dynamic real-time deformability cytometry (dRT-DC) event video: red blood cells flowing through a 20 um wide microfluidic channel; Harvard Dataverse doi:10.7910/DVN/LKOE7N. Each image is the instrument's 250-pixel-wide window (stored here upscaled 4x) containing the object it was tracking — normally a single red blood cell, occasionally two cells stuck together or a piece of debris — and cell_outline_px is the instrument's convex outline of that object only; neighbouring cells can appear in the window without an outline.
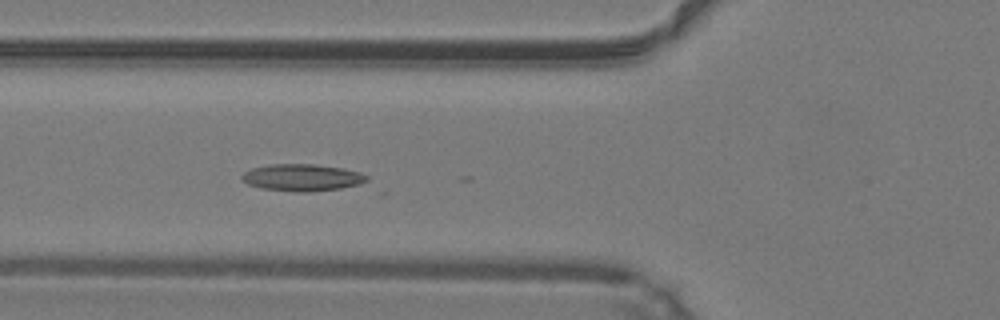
{"species": "common noctule bat (a hibernating species)", "species_latin": "Nyctalus noctula", "temperature_condition": "warm", "stored_images_in_passage": 17, "camera_frame_rate_fps": 3000, "um_per_image_px": 0.085, "animal": {"sex": "male", "body_mass_g": 19.2, "forearm_length_mm": 51.8}, "frame": {"image": 1, "passage_image": 7, "time_ms": 2.0, "image_size_px": [1000, 320], "cell_outline_px": [[368, 180], [360, 184], [340, 188], [308, 192], [296, 192], [260, 188], [248, 184], [240, 180], [240, 176], [244, 172], [252, 168], [268, 164], [316, 164], [340, 168], [360, 172], [368, 176]], "centroid_in_image_um": [25.64, 15.09], "position_along_channel_um": 100.2, "area_um2": 19.71}}
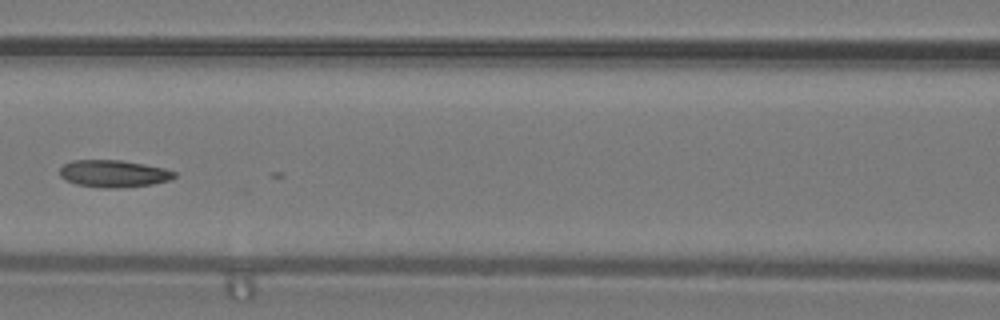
{"frame": {"image": 2, "passage_image": 11, "time_ms": 3.333, "image_size_px": [1000, 320], "cell_outline_px": [[176, 176], [172, 180], [152, 184], [116, 188], [104, 188], [76, 184], [60, 176], [60, 168], [64, 164], [72, 160], [120, 160], [144, 164], [164, 168], [176, 172]], "centroid_in_image_um": [9.68, 14.75], "position_along_channel_um": 156.9, "area_um2": 18.09}}
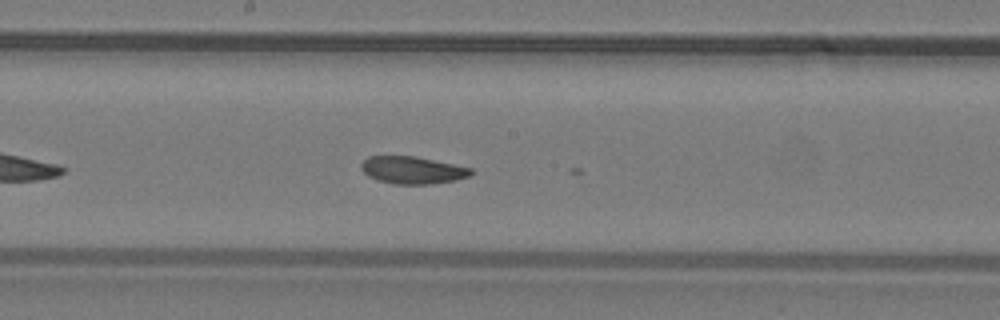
{"frame": {"image": 3, "passage_image": 15, "time_ms": 4.667, "image_size_px": [1000, 320], "cell_outline_px": [[472, 176], [456, 180], [428, 184], [396, 184], [376, 180], [368, 176], [360, 168], [360, 164], [368, 156], [416, 156], [472, 168]], "centroid_in_image_um": [35.05, 14.46], "position_along_channel_um": 213.1, "area_um2": 17.57}}